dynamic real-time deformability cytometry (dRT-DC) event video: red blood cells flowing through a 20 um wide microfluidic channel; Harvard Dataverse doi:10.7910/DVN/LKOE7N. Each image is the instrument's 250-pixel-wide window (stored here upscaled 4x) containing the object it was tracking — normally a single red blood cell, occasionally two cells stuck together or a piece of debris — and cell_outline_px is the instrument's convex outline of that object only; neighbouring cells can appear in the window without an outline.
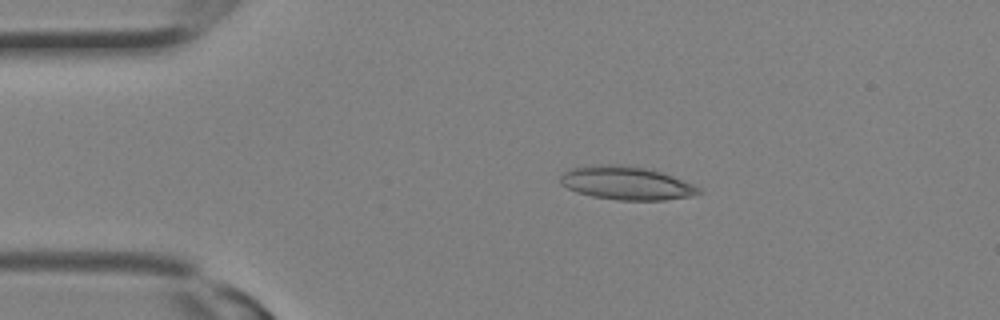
{"species": "Egyptian fruit bat (a non-hibernating species)", "species_latin": "Rousettus aegyptiacus", "temperature_condition": "room temperature", "stored_images_in_passage": 9, "camera_frame_rate_fps": 3000, "um_per_image_px": 0.085, "animal": {"sex": "female"}, "frame": {"image": 1, "passage_image": 1, "time_ms": 0.0, "image_size_px": [1000, 320], "cell_outline_px": [[704, 192], [692, 196], [664, 200], [616, 200], [592, 196], [576, 192], [560, 184], [560, 176], [564, 172], [572, 168], [592, 164], [628, 164], [652, 168], [664, 172], [692, 184], [700, 188]], "centroid_in_image_um": [53.25, 15.54], "position_along_channel_um": 31.7, "area_um2": 27.46}}
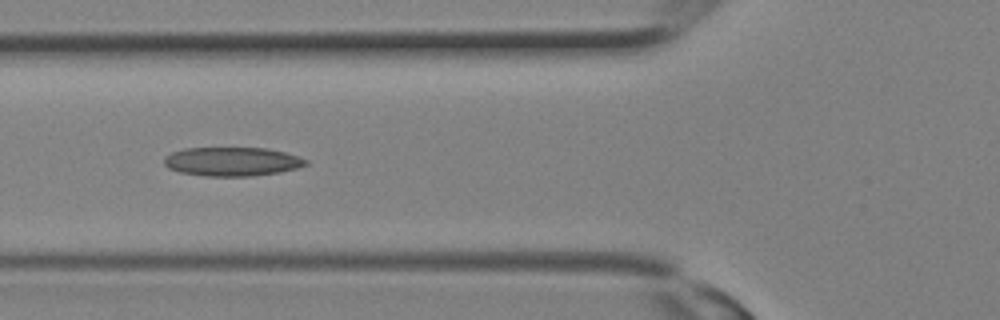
{"frame": {"image": 2, "passage_image": 6, "time_ms": 1.667, "image_size_px": [1000, 320], "cell_outline_px": [[308, 164], [296, 168], [280, 172], [252, 176], [204, 176], [180, 172], [168, 168], [164, 164], [164, 156], [172, 152], [184, 148], [268, 148], [284, 152], [308, 160]], "centroid_in_image_um": [19.7, 13.73], "position_along_channel_um": 106.1, "area_um2": 23.87}}
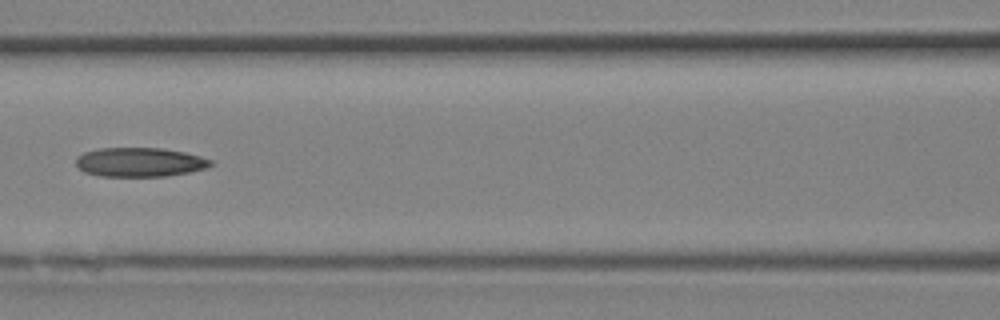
{"frame": {"image": 3, "passage_image": 8, "time_ms": 2.333, "image_size_px": [1000, 320], "cell_outline_px": [[216, 164], [208, 168], [188, 172], [164, 176], [100, 176], [84, 172], [76, 164], [76, 156], [84, 152], [100, 148], [164, 148], [184, 152], [200, 156], [212, 160]], "centroid_in_image_um": [11.9, 13.78], "position_along_channel_um": 154.7, "area_um2": 23.0}}